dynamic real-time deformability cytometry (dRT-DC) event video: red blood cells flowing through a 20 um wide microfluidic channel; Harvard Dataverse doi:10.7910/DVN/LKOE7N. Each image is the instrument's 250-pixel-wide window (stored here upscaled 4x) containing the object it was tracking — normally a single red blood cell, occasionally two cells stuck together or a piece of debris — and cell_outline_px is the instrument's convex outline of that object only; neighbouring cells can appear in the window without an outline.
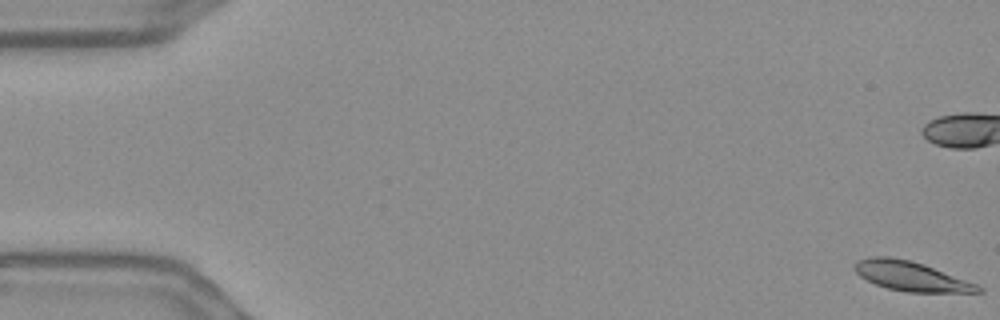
{"species": "Egyptian fruit bat (a non-hibernating species)", "species_latin": "Rousettus aegyptiacus", "temperature_condition": "warm", "stored_images_in_passage": 58, "camera_frame_rate_fps": 3000, "um_per_image_px": 0.085, "frame": {"image": 1, "passage_image": 1, "time_ms": 0.0, "image_size_px": [1000, 320], "cell_outline_px": [[984, 292], [908, 292], [888, 288], [876, 284], [860, 276], [852, 268], [852, 264], [856, 260], [868, 256], [888, 256], [912, 260], [924, 264], [976, 284], [984, 288]], "centroid_in_image_um": [77.38, 23.45], "position_along_channel_um": 7.6, "area_um2": 21.27}}
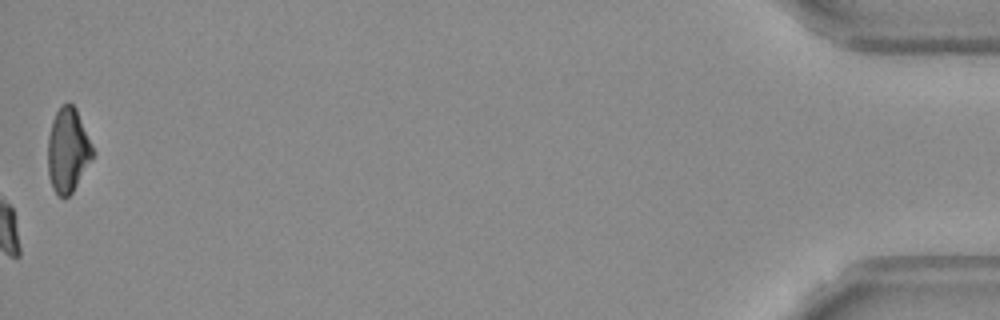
{"frame": {"image": 2, "passage_image": 58, "time_ms": 19.0, "image_size_px": [1000, 320], "cell_outline_px": [[96, 152], [92, 160], [72, 192], [68, 196], [60, 196], [52, 188], [48, 176], [48, 136], [52, 120], [60, 104], [68, 100], [76, 108]], "centroid_in_image_um": [5.78, 12.72], "position_along_channel_um": 429.4, "area_um2": 22.37}, "authors_computed_cell_mechanics": {"area_um2": 21.7039, "velocity_mm_per_s": 3.6218, "shape_relaxation_time_tau1_ms": null, "shape_relaxation_time_tau2_ms": 4.7467, "deformation_change_tau1": null, "deformation_change_tau2": 0.084}}